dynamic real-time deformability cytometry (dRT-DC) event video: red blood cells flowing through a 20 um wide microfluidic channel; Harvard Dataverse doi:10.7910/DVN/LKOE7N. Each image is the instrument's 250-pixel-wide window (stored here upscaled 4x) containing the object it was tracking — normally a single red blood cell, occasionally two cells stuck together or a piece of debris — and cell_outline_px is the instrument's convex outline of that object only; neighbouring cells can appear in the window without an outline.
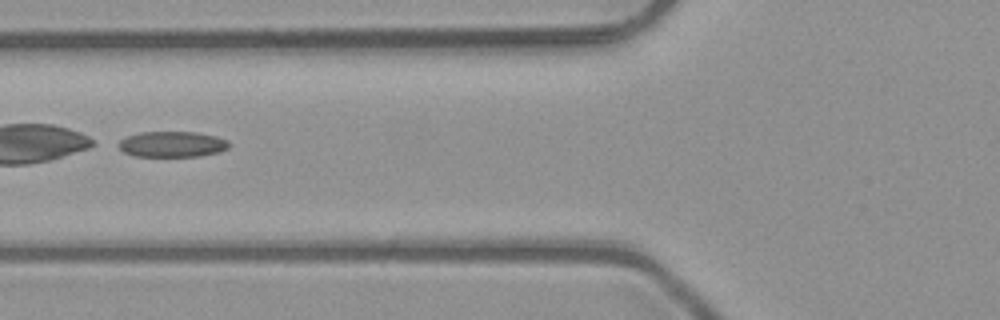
{"species": "common noctule bat (a hibernating species)", "species_latin": "Nyctalus noctula", "temperature_condition": "room temperature", "stored_images_in_passage": 5, "camera_frame_rate_fps": 3000, "um_per_image_px": 0.085, "animal": {"sex": "male", "body_mass_g": 23.1, "forearm_length_mm": 52.7}, "frame": {"image": 1, "passage_image": 4, "time_ms": 1.0, "image_size_px": [1000, 320], "cell_outline_px": [[228, 148], [220, 152], [200, 156], [132, 156], [124, 152], [112, 144], [128, 136], [140, 132], [196, 132], [216, 136], [228, 140]], "centroid_in_image_um": [14.58, 12.26], "position_along_channel_um": 111.2, "area_um2": 16.76}}
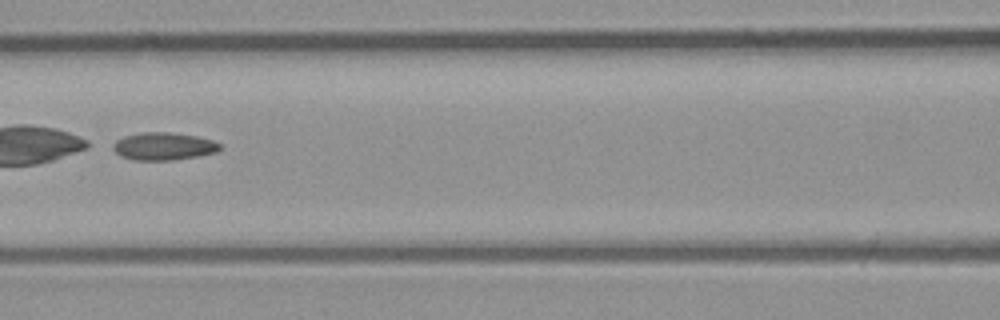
{"frame": {"image": 2, "passage_image": 5, "time_ms": 1.333, "image_size_px": [1000, 320], "cell_outline_px": [[220, 148], [216, 152], [196, 156], [172, 160], [132, 160], [120, 156], [112, 148], [112, 144], [116, 140], [124, 136], [144, 132], [168, 132], [196, 136], [212, 140], [220, 144]], "centroid_in_image_um": [13.86, 12.43], "position_along_channel_um": 152.7, "area_um2": 17.11}}